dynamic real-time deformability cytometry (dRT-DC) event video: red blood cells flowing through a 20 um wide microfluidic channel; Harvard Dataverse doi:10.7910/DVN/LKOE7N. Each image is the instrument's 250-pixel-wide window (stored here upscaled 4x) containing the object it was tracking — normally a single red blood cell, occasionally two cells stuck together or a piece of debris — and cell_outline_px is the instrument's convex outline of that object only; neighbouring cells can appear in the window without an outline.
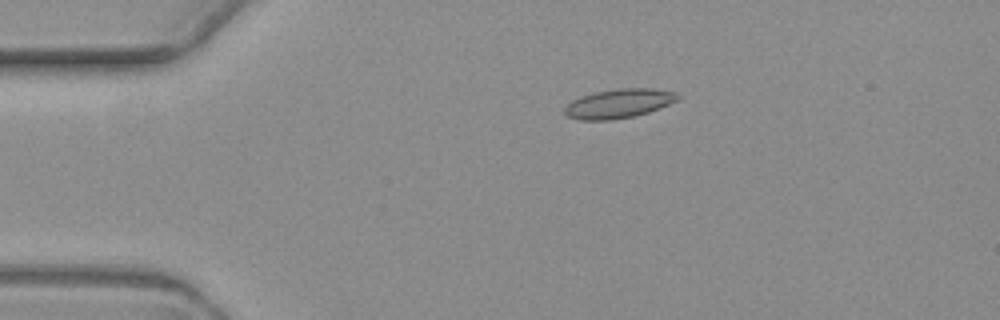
{"species": "common noctule bat (a hibernating species)", "species_latin": "Nyctalus noctula", "temperature_condition": "warm", "stored_images_in_passage": 2, "camera_frame_rate_fps": 3000, "um_per_image_px": 0.085, "animal": {"sex": "female", "body_mass_g": 19.3, "forearm_length_mm": 54.1}, "frame": {"image": 1, "passage_image": 1, "time_ms": 0.0, "image_size_px": [1000, 320], "cell_outline_px": [[680, 96], [676, 100], [660, 108], [648, 112], [632, 116], [612, 120], [580, 120], [568, 116], [564, 112], [564, 108], [572, 100], [580, 96], [596, 92], [620, 88], [656, 88], [676, 92]], "centroid_in_image_um": [52.6, 8.79], "position_along_channel_um": 32.4, "area_um2": 19.13}}